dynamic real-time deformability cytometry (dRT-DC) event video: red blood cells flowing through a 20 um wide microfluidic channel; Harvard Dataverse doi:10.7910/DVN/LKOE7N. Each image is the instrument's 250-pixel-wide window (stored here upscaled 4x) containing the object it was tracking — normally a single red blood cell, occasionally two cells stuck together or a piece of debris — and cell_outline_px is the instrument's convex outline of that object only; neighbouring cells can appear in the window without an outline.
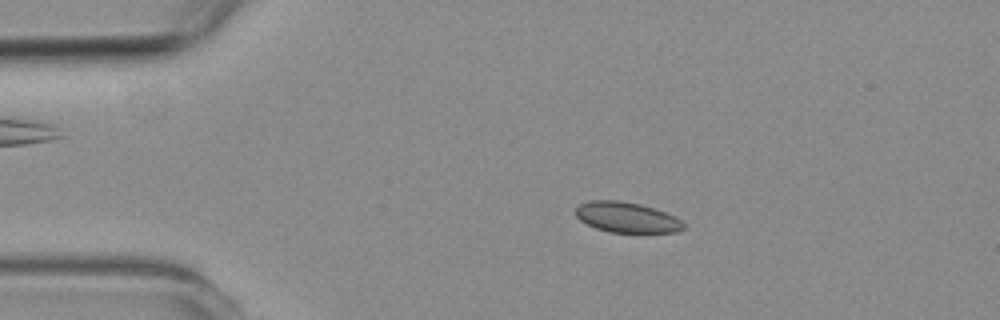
{"species": "common noctule bat (a hibernating species)", "species_latin": "Nyctalus noctula", "temperature_condition": "room temperature", "stored_images_in_passage": 5, "camera_frame_rate_fps": 3000, "um_per_image_px": 0.085, "animal": {"sex": "female", "body_mass_g": 19.3, "forearm_length_mm": 54.1}, "frame": {"image": 1, "passage_image": 3, "time_ms": 2.333, "image_size_px": [1000, 320], "cell_outline_px": [[684, 228], [676, 232], [640, 236], [608, 232], [596, 228], [580, 220], [576, 216], [576, 208], [580, 204], [592, 200], [616, 200], [640, 204], [676, 216], [684, 224]], "centroid_in_image_um": [53.33, 18.54], "position_along_channel_um": 31.7, "area_um2": 19.88}}
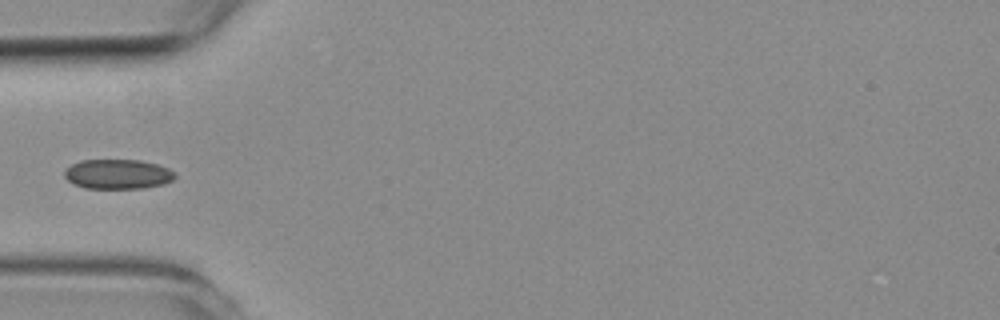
{"frame": {"image": 2, "passage_image": 5, "time_ms": 4.667, "image_size_px": [1000, 320], "cell_outline_px": [[176, 176], [172, 180], [164, 184], [144, 188], [84, 188], [72, 184], [64, 176], [64, 172], [72, 164], [80, 160], [140, 160], [156, 164], [168, 168]], "centroid_in_image_um": [9.99, 14.8], "position_along_channel_um": 75.0, "area_um2": 19.07}}